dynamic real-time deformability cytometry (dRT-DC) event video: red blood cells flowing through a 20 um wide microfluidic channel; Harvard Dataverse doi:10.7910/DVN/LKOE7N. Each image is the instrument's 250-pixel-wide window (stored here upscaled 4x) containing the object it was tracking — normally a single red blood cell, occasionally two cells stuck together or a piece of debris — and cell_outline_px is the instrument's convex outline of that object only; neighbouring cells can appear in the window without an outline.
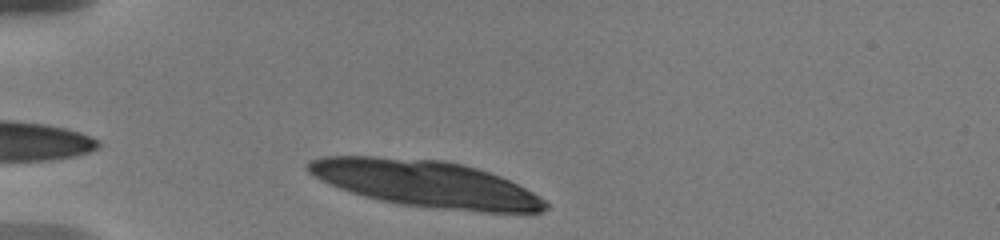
{"species": "human", "species_latin": "Homo sapiens", "temperature_condition": "warm", "stored_images_in_passage": 2, "camera_frame_rate_fps": 3000, "um_per_image_px": 0.085, "donor": {"sex": "male"}, "frame": {"image": 1, "passage_image": 1, "time_ms": 0.0, "image_size_px": [1000, 240], "cell_outline_px": [[548, 208], [544, 212], [484, 212], [400, 204], [380, 200], [364, 196], [340, 188], [320, 180], [312, 176], [304, 168], [304, 164], [320, 156], [376, 156], [444, 160], [476, 168], [500, 176], [540, 196], [548, 204]], "centroid_in_image_um": [36.14, 15.6], "position_along_channel_um": 48.9, "area_um2": 64.1}}